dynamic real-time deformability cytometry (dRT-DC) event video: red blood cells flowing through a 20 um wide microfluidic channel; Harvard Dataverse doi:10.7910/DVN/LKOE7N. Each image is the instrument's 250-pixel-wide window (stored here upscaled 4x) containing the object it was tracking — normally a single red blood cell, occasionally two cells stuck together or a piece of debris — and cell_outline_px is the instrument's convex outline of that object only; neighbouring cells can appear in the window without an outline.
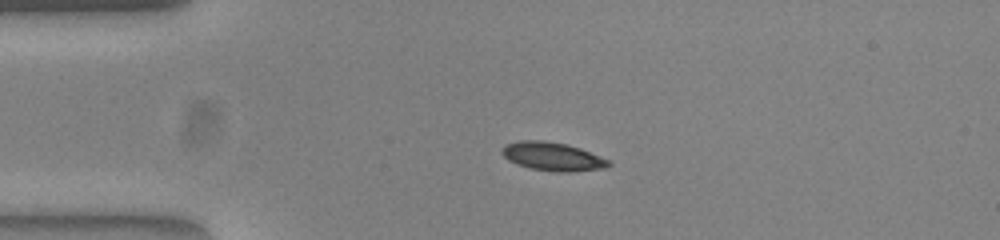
{"species": "common noctule bat (a hibernating species)", "species_latin": "Nyctalus noctula", "temperature_condition": "warm", "stored_images_in_passage": 42, "camera_frame_rate_fps": 3000, "um_per_image_px": 0.085, "animal": {"sex": "female", "body_mass_g": 23.0, "forearm_length_mm": 53.4}, "frame": {"image": 1, "passage_image": 1, "time_ms": 0.0, "image_size_px": [1000, 240], "cell_outline_px": [[612, 164], [604, 168], [572, 172], [556, 172], [528, 168], [516, 164], [508, 160], [500, 152], [500, 148], [504, 144], [520, 140], [544, 140], [564, 144], [580, 148], [600, 156], [608, 160]], "centroid_in_image_um": [46.91, 13.3], "position_along_channel_um": 38.1, "area_um2": 17.86}}
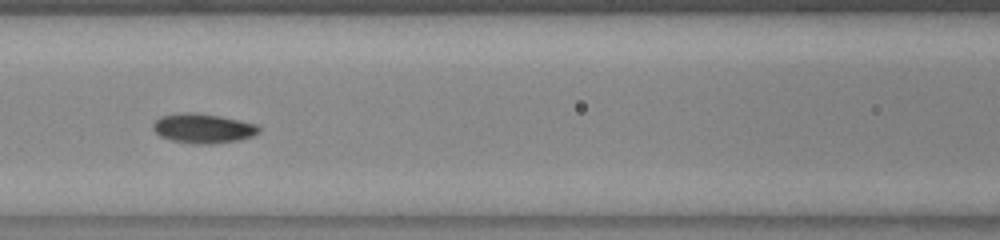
{"frame": {"image": 2, "passage_image": 12, "time_ms": 3.667, "image_size_px": [1000, 240], "cell_outline_px": [[260, 132], [252, 136], [240, 140], [212, 144], [192, 144], [172, 140], [160, 136], [152, 128], [152, 124], [160, 116], [180, 112], [196, 112], [220, 116], [260, 124]], "centroid_in_image_um": [17.28, 10.9], "position_along_channel_um": 149.3, "area_um2": 18.55}}
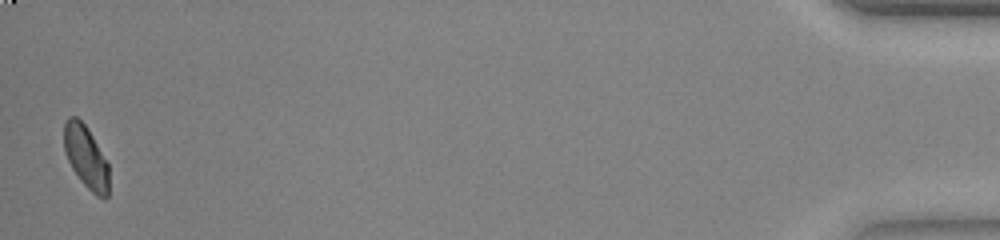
{"frame": {"image": 3, "passage_image": 41, "time_ms": 13.333, "image_size_px": [1000, 240], "cell_outline_px": [[108, 196], [104, 200], [96, 196], [80, 180], [72, 168], [64, 152], [64, 124], [68, 116], [76, 116], [84, 124], [92, 136], [108, 164]], "centroid_in_image_um": [7.29, 13.36], "position_along_channel_um": 427.9, "area_um2": 16.24}, "authors_computed_cell_mechanics": {"area_um2": 17.0221, "velocity_mm_per_s": 3.8886, "shape_relaxation_time_tau1_ms": 2.7625, "shape_relaxation_time_tau2_ms": 2.3455, "deformation_change_tau1": 0.1225, "deformation_change_tau2": 0.0676}}